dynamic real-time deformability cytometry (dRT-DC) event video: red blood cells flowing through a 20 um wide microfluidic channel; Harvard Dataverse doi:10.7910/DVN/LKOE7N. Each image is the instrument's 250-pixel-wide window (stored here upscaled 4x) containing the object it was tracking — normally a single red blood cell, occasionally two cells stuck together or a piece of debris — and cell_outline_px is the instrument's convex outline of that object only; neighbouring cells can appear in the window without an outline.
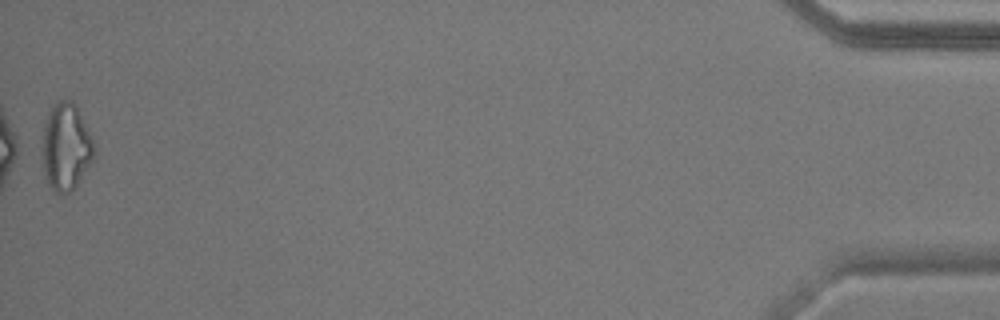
{"species": "common noctule bat (a hibernating species)", "species_latin": "Nyctalus noctula", "temperature_condition": "warm", "stored_images_in_passage": 40, "camera_frame_rate_fps": 3000, "um_per_image_px": 0.085, "animal": {"sex": "male", "body_mass_g": 17.9}, "frame": {"image": 1, "passage_image": 40, "time_ms": 13.0, "image_size_px": [1000, 320], "cell_outline_px": [[96, 152], [92, 160], [72, 192], [60, 196], [52, 188], [48, 180], [44, 168], [44, 128], [48, 112], [60, 100], [72, 100], [76, 104], [96, 148]], "centroid_in_image_um": [5.65, 12.5], "position_along_channel_um": 429.6, "area_um2": 25.72}, "authors_computed_cell_mechanics": {"area_um2": 18.2648, "velocity_mm_per_s": 3.7251, "shape_relaxation_time_tau1_ms": null, "shape_relaxation_time_tau2_ms": 8.2351, "deformation_change_tau1": null, "deformation_change_tau2": 0.2018}}